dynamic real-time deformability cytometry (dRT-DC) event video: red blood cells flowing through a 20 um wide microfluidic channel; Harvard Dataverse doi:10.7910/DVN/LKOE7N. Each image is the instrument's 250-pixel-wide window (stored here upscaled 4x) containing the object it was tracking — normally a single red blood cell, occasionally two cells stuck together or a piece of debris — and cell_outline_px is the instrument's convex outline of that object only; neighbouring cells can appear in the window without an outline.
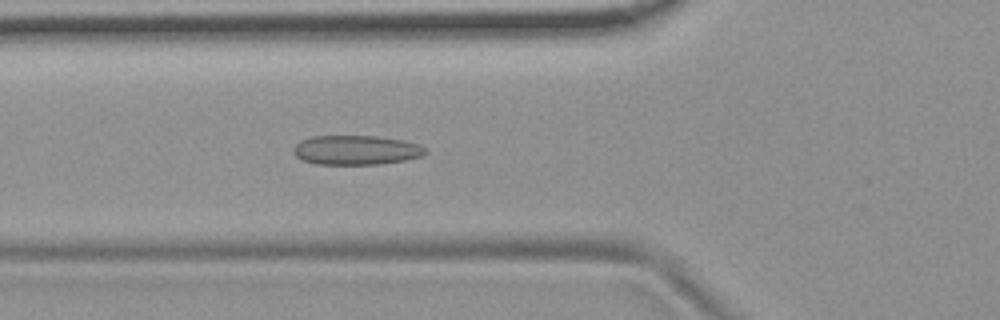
{"species": "common noctule bat (a hibernating species)", "species_latin": "Nyctalus noctula", "temperature_condition": "room temperature", "stored_images_in_passage": 5, "camera_frame_rate_fps": 3000, "um_per_image_px": 0.085, "animal": {"sex": "female", "body_mass_g": 19.9}, "frame": {"image": 1, "passage_image": 5, "time_ms": 4.667, "image_size_px": [1000, 320], "cell_outline_px": [[428, 152], [420, 156], [404, 160], [380, 164], [316, 164], [304, 160], [296, 156], [292, 152], [292, 148], [300, 140], [312, 136], [376, 136], [404, 140], [420, 144], [428, 148]], "centroid_in_image_um": [30.28, 12.75], "position_along_channel_um": 95.5, "area_um2": 22.77}}